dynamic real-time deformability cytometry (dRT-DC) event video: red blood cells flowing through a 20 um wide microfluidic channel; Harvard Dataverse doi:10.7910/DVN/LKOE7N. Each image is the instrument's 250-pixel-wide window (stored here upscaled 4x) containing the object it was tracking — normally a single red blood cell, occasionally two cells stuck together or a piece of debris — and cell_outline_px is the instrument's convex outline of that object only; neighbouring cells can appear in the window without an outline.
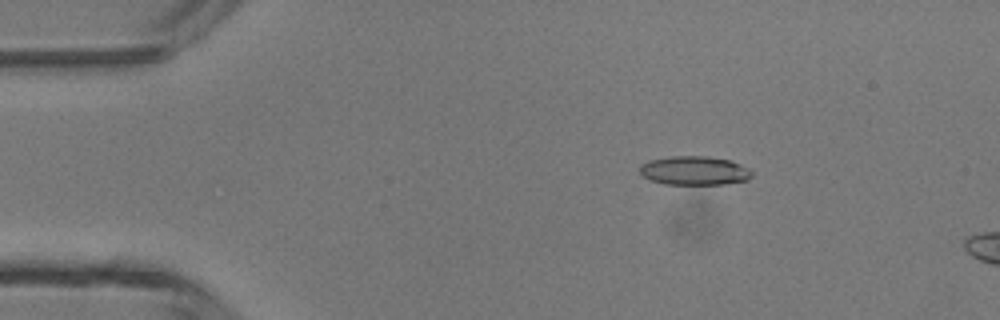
{"species": "common noctule bat (a hibernating species)", "species_latin": "Nyctalus noctula", "temperature_condition": "room temperature", "stored_images_in_passage": 14, "camera_frame_rate_fps": 3000, "um_per_image_px": 0.085, "animal": {"sex": "male", "body_mass_g": 13.3}, "frame": {"image": 1, "passage_image": 8, "time_ms": 2.333, "image_size_px": [1000, 320], "cell_outline_px": [[752, 176], [748, 180], [724, 184], [664, 184], [652, 180], [644, 176], [640, 172], [640, 164], [648, 160], [672, 156], [704, 156], [728, 160], [740, 164], [748, 168], [752, 172]], "centroid_in_image_um": [59.02, 14.5], "position_along_channel_um": 26.0, "area_um2": 18.79}}